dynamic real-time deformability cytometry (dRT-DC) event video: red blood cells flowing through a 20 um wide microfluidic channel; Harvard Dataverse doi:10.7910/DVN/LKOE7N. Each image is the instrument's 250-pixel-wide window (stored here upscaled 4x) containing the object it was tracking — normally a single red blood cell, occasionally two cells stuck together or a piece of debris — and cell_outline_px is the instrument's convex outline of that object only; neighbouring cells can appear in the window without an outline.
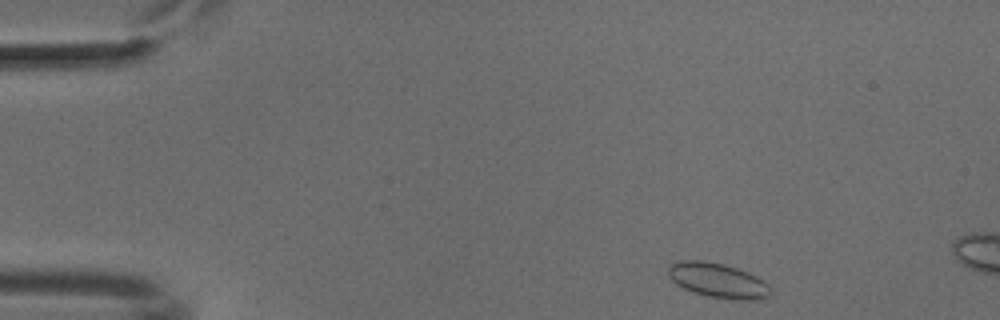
{"species": "common noctule bat (a hibernating species)", "species_latin": "Nyctalus noctula", "temperature_condition": "cold", "stored_images_in_passage": 8, "camera_frame_rate_fps": 3000, "um_per_image_px": 0.085, "animal": {"sex": "male", "body_mass_g": 18.8}, "frame": {"image": 1, "passage_image": 2, "time_ms": 0.333, "image_size_px": [1000, 320], "cell_outline_px": [[772, 296], [764, 300], [736, 300], [708, 296], [692, 292], [676, 284], [668, 276], [668, 264], [676, 260], [704, 260], [724, 264], [748, 272], [756, 276], [768, 284], [772, 292]], "centroid_in_image_um": [61.03, 23.84], "position_along_channel_um": 24.0, "area_um2": 21.15}}